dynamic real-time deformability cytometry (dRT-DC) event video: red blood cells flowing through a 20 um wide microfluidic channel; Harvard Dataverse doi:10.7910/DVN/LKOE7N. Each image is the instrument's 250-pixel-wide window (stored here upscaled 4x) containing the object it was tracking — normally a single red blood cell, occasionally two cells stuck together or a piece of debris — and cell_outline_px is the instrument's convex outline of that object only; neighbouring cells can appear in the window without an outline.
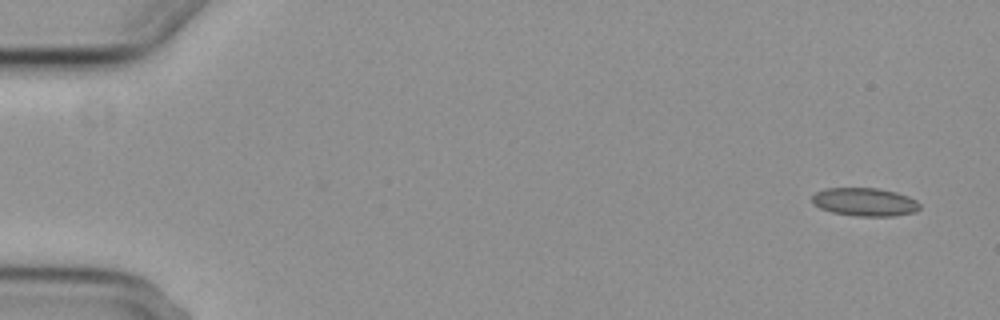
{"species": "common noctule bat (a hibernating species)", "species_latin": "Nyctalus noctula", "temperature_condition": "cold", "stored_images_in_passage": 6, "segment_of_instrument_passage": [1, 2], "camera_frame_rate_fps": 3000, "um_per_image_px": 0.085, "animal": {"sex": "female", "body_mass_g": 29.2, "forearm_length_mm": 56.3}, "frame": {"image": 1, "passage_image": 1, "time_ms": 0.0, "image_size_px": [1000, 320], "cell_outline_px": [[920, 208], [916, 212], [892, 216], [860, 216], [832, 212], [820, 208], [812, 204], [812, 196], [816, 192], [824, 188], [876, 188], [896, 192], [908, 196], [916, 200], [920, 204]], "centroid_in_image_um": [73.5, 17.16], "position_along_channel_um": 11.5, "area_um2": 17.74}}